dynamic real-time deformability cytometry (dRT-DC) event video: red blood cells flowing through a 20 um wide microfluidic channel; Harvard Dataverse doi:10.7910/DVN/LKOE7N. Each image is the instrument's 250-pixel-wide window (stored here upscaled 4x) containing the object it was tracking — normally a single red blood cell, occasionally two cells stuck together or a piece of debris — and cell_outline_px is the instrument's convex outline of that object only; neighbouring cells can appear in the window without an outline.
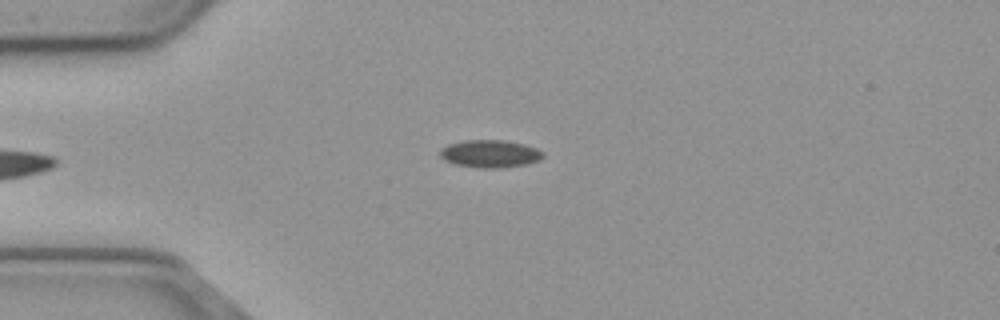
{"species": "common noctule bat (a hibernating species)", "species_latin": "Nyctalus noctula", "temperature_condition": "cold", "stored_images_in_passage": 49, "camera_frame_rate_fps": 3000, "um_per_image_px": 0.085, "animal": {"sex": "male", "body_mass_g": 23.1, "forearm_length_mm": 52.7}, "frame": {"image": 1, "passage_image": 7, "time_ms": 2.0, "image_size_px": [1000, 320], "cell_outline_px": [[544, 156], [536, 160], [524, 164], [496, 168], [484, 168], [456, 164], [444, 160], [440, 156], [440, 148], [448, 144], [464, 140], [504, 140], [524, 144], [536, 148], [544, 152]], "centroid_in_image_um": [41.62, 13.05], "position_along_channel_um": 43.4, "area_um2": 16.36}}
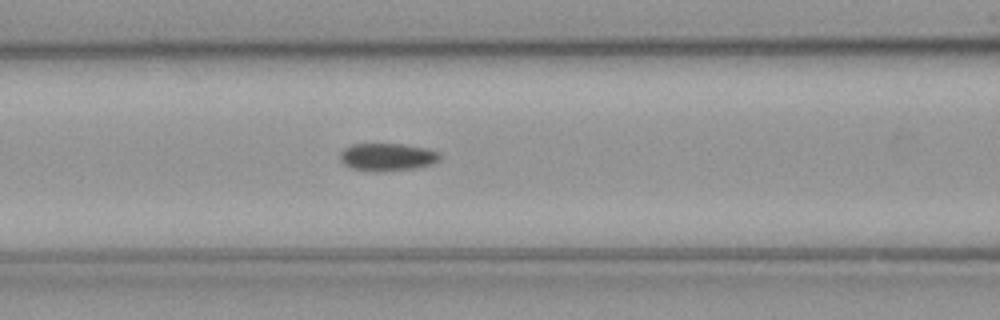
{"frame": {"image": 2, "passage_image": 16, "time_ms": 5.0, "image_size_px": [1000, 320], "cell_outline_px": [[440, 156], [436, 160], [428, 164], [412, 168], [376, 172], [352, 168], [344, 164], [340, 160], [340, 152], [344, 148], [352, 144], [404, 144], [428, 148], [436, 152]], "centroid_in_image_um": [32.84, 13.33], "position_along_channel_um": 133.8, "area_um2": 15.78}}
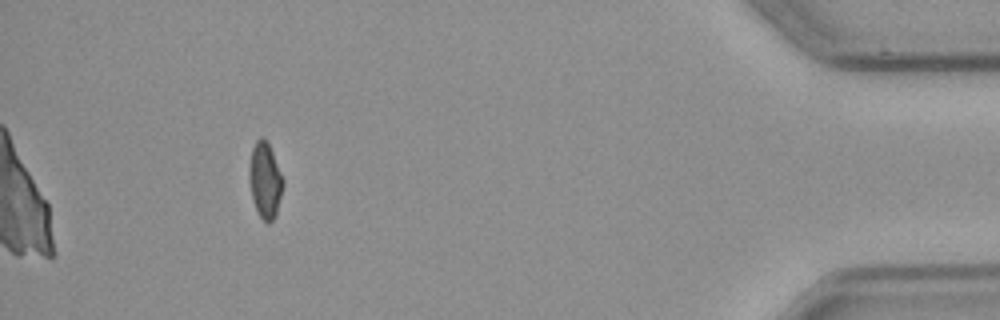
{"frame": {"image": 3, "passage_image": 44, "time_ms": 14.333, "image_size_px": [1000, 320], "cell_outline_px": [[284, 184], [276, 212], [272, 220], [268, 224], [260, 216], [256, 208], [252, 196], [252, 148], [256, 140], [260, 136], [264, 136], [272, 152], [284, 180]], "centroid_in_image_um": [22.59, 15.31], "position_along_channel_um": 412.6, "area_um2": 13.99}}